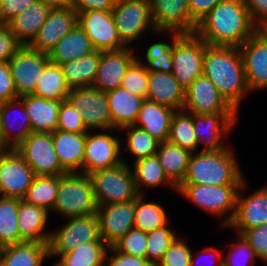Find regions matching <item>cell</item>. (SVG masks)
Segmentation results:
<instances>
[{
	"label": "cell",
	"instance_id": "f1b7e54d",
	"mask_svg": "<svg viewBox=\"0 0 267 266\" xmlns=\"http://www.w3.org/2000/svg\"><path fill=\"white\" fill-rule=\"evenodd\" d=\"M174 112L172 108L145 99L134 125L144 129L160 143L166 142Z\"/></svg>",
	"mask_w": 267,
	"mask_h": 266
},
{
	"label": "cell",
	"instance_id": "ffe728a7",
	"mask_svg": "<svg viewBox=\"0 0 267 266\" xmlns=\"http://www.w3.org/2000/svg\"><path fill=\"white\" fill-rule=\"evenodd\" d=\"M150 8L157 31L195 33L197 25L191 20L188 0H150Z\"/></svg>",
	"mask_w": 267,
	"mask_h": 266
},
{
	"label": "cell",
	"instance_id": "e0dca14e",
	"mask_svg": "<svg viewBox=\"0 0 267 266\" xmlns=\"http://www.w3.org/2000/svg\"><path fill=\"white\" fill-rule=\"evenodd\" d=\"M239 113L192 114V125L201 151H220L229 145L222 141L237 123ZM226 136V137H225Z\"/></svg>",
	"mask_w": 267,
	"mask_h": 266
},
{
	"label": "cell",
	"instance_id": "4dcf8cb0",
	"mask_svg": "<svg viewBox=\"0 0 267 266\" xmlns=\"http://www.w3.org/2000/svg\"><path fill=\"white\" fill-rule=\"evenodd\" d=\"M50 9L41 0H35L21 14L10 20L6 26L23 45H29L47 19Z\"/></svg>",
	"mask_w": 267,
	"mask_h": 266
},
{
	"label": "cell",
	"instance_id": "816d5d0a",
	"mask_svg": "<svg viewBox=\"0 0 267 266\" xmlns=\"http://www.w3.org/2000/svg\"><path fill=\"white\" fill-rule=\"evenodd\" d=\"M241 235L267 266V224L245 230Z\"/></svg>",
	"mask_w": 267,
	"mask_h": 266
},
{
	"label": "cell",
	"instance_id": "603a6c76",
	"mask_svg": "<svg viewBox=\"0 0 267 266\" xmlns=\"http://www.w3.org/2000/svg\"><path fill=\"white\" fill-rule=\"evenodd\" d=\"M77 24L78 13L72 6L50 9L47 19L28 46L33 50L49 54L56 43Z\"/></svg>",
	"mask_w": 267,
	"mask_h": 266
},
{
	"label": "cell",
	"instance_id": "b9f144b4",
	"mask_svg": "<svg viewBox=\"0 0 267 266\" xmlns=\"http://www.w3.org/2000/svg\"><path fill=\"white\" fill-rule=\"evenodd\" d=\"M167 36L171 38L172 42H155L146 49L145 61L137 57V59L145 65L148 71L172 73V46L174 42L182 35L175 31H164Z\"/></svg>",
	"mask_w": 267,
	"mask_h": 266
},
{
	"label": "cell",
	"instance_id": "60d3db41",
	"mask_svg": "<svg viewBox=\"0 0 267 266\" xmlns=\"http://www.w3.org/2000/svg\"><path fill=\"white\" fill-rule=\"evenodd\" d=\"M19 198L0 197V244L3 246L25 242L17 223Z\"/></svg>",
	"mask_w": 267,
	"mask_h": 266
},
{
	"label": "cell",
	"instance_id": "7bdbcfd3",
	"mask_svg": "<svg viewBox=\"0 0 267 266\" xmlns=\"http://www.w3.org/2000/svg\"><path fill=\"white\" fill-rule=\"evenodd\" d=\"M167 141L191 153L197 152L199 143L194 134L191 113L183 109L174 112Z\"/></svg>",
	"mask_w": 267,
	"mask_h": 266
},
{
	"label": "cell",
	"instance_id": "5b68a950",
	"mask_svg": "<svg viewBox=\"0 0 267 266\" xmlns=\"http://www.w3.org/2000/svg\"><path fill=\"white\" fill-rule=\"evenodd\" d=\"M97 206L135 200L139 194L130 164L124 162L89 174Z\"/></svg>",
	"mask_w": 267,
	"mask_h": 266
},
{
	"label": "cell",
	"instance_id": "d590c367",
	"mask_svg": "<svg viewBox=\"0 0 267 266\" xmlns=\"http://www.w3.org/2000/svg\"><path fill=\"white\" fill-rule=\"evenodd\" d=\"M133 165L131 169L139 195H144V192L140 190L142 187L149 189V187L167 185L177 191V187L167 178L156 155L138 159L133 162Z\"/></svg>",
	"mask_w": 267,
	"mask_h": 266
},
{
	"label": "cell",
	"instance_id": "03108f58",
	"mask_svg": "<svg viewBox=\"0 0 267 266\" xmlns=\"http://www.w3.org/2000/svg\"><path fill=\"white\" fill-rule=\"evenodd\" d=\"M52 266H63V265L59 261H57Z\"/></svg>",
	"mask_w": 267,
	"mask_h": 266
},
{
	"label": "cell",
	"instance_id": "7c38bea8",
	"mask_svg": "<svg viewBox=\"0 0 267 266\" xmlns=\"http://www.w3.org/2000/svg\"><path fill=\"white\" fill-rule=\"evenodd\" d=\"M48 54L23 45L8 61L16 88L17 98L34 94L45 65L49 62Z\"/></svg>",
	"mask_w": 267,
	"mask_h": 266
},
{
	"label": "cell",
	"instance_id": "ac0fdd59",
	"mask_svg": "<svg viewBox=\"0 0 267 266\" xmlns=\"http://www.w3.org/2000/svg\"><path fill=\"white\" fill-rule=\"evenodd\" d=\"M183 110L191 114L237 113L222 97L212 81L201 75L185 89Z\"/></svg>",
	"mask_w": 267,
	"mask_h": 266
},
{
	"label": "cell",
	"instance_id": "d4e9b609",
	"mask_svg": "<svg viewBox=\"0 0 267 266\" xmlns=\"http://www.w3.org/2000/svg\"><path fill=\"white\" fill-rule=\"evenodd\" d=\"M51 135L61 168L66 173H83L86 132L56 130Z\"/></svg>",
	"mask_w": 267,
	"mask_h": 266
},
{
	"label": "cell",
	"instance_id": "9f6ffc18",
	"mask_svg": "<svg viewBox=\"0 0 267 266\" xmlns=\"http://www.w3.org/2000/svg\"><path fill=\"white\" fill-rule=\"evenodd\" d=\"M17 98L8 62H0V104Z\"/></svg>",
	"mask_w": 267,
	"mask_h": 266
},
{
	"label": "cell",
	"instance_id": "c3c4849f",
	"mask_svg": "<svg viewBox=\"0 0 267 266\" xmlns=\"http://www.w3.org/2000/svg\"><path fill=\"white\" fill-rule=\"evenodd\" d=\"M113 247L123 254L145 258L147 232L135 228L129 230Z\"/></svg>",
	"mask_w": 267,
	"mask_h": 266
},
{
	"label": "cell",
	"instance_id": "7dc6e473",
	"mask_svg": "<svg viewBox=\"0 0 267 266\" xmlns=\"http://www.w3.org/2000/svg\"><path fill=\"white\" fill-rule=\"evenodd\" d=\"M237 235L236 243H232L226 257L223 256L225 266H254L259 257L245 238ZM255 262V263H254Z\"/></svg>",
	"mask_w": 267,
	"mask_h": 266
},
{
	"label": "cell",
	"instance_id": "d6986e66",
	"mask_svg": "<svg viewBox=\"0 0 267 266\" xmlns=\"http://www.w3.org/2000/svg\"><path fill=\"white\" fill-rule=\"evenodd\" d=\"M134 213L135 200L97 206L100 237L109 247L134 228Z\"/></svg>",
	"mask_w": 267,
	"mask_h": 266
},
{
	"label": "cell",
	"instance_id": "52a82bcc",
	"mask_svg": "<svg viewBox=\"0 0 267 266\" xmlns=\"http://www.w3.org/2000/svg\"><path fill=\"white\" fill-rule=\"evenodd\" d=\"M112 15L119 37L127 46H131L134 41L140 42L138 39L146 31L154 35H164V31H157L153 24L150 1L116 0Z\"/></svg>",
	"mask_w": 267,
	"mask_h": 266
},
{
	"label": "cell",
	"instance_id": "7402d4cb",
	"mask_svg": "<svg viewBox=\"0 0 267 266\" xmlns=\"http://www.w3.org/2000/svg\"><path fill=\"white\" fill-rule=\"evenodd\" d=\"M239 48L251 93L267 89V40L256 31ZM262 89V90H261Z\"/></svg>",
	"mask_w": 267,
	"mask_h": 266
},
{
	"label": "cell",
	"instance_id": "4fadbf2b",
	"mask_svg": "<svg viewBox=\"0 0 267 266\" xmlns=\"http://www.w3.org/2000/svg\"><path fill=\"white\" fill-rule=\"evenodd\" d=\"M104 132V133H103ZM86 132V143L83 159V173L91 174L100 169L110 168L127 160L121 158V140L110 133Z\"/></svg>",
	"mask_w": 267,
	"mask_h": 266
},
{
	"label": "cell",
	"instance_id": "6da1fadb",
	"mask_svg": "<svg viewBox=\"0 0 267 266\" xmlns=\"http://www.w3.org/2000/svg\"><path fill=\"white\" fill-rule=\"evenodd\" d=\"M256 31L243 0H222L197 24L195 34L211 46L240 47Z\"/></svg>",
	"mask_w": 267,
	"mask_h": 266
},
{
	"label": "cell",
	"instance_id": "db71d44e",
	"mask_svg": "<svg viewBox=\"0 0 267 266\" xmlns=\"http://www.w3.org/2000/svg\"><path fill=\"white\" fill-rule=\"evenodd\" d=\"M105 261L104 266H153L146 258L123 254L113 246L108 248Z\"/></svg>",
	"mask_w": 267,
	"mask_h": 266
},
{
	"label": "cell",
	"instance_id": "44dd1931",
	"mask_svg": "<svg viewBox=\"0 0 267 266\" xmlns=\"http://www.w3.org/2000/svg\"><path fill=\"white\" fill-rule=\"evenodd\" d=\"M31 133L30 119L19 97L0 104V143L4 149H15Z\"/></svg>",
	"mask_w": 267,
	"mask_h": 266
},
{
	"label": "cell",
	"instance_id": "277c9868",
	"mask_svg": "<svg viewBox=\"0 0 267 266\" xmlns=\"http://www.w3.org/2000/svg\"><path fill=\"white\" fill-rule=\"evenodd\" d=\"M93 184L89 175L66 173L59 175L57 199L52 213L64 219L96 213Z\"/></svg>",
	"mask_w": 267,
	"mask_h": 266
},
{
	"label": "cell",
	"instance_id": "8fae6325",
	"mask_svg": "<svg viewBox=\"0 0 267 266\" xmlns=\"http://www.w3.org/2000/svg\"><path fill=\"white\" fill-rule=\"evenodd\" d=\"M15 149L32 168L35 176L66 174L54 150L51 133L32 132Z\"/></svg>",
	"mask_w": 267,
	"mask_h": 266
},
{
	"label": "cell",
	"instance_id": "30bf717a",
	"mask_svg": "<svg viewBox=\"0 0 267 266\" xmlns=\"http://www.w3.org/2000/svg\"><path fill=\"white\" fill-rule=\"evenodd\" d=\"M70 104L82 115L84 125L89 131L102 130L108 132L119 131L112 129V119L106 92L98 90L93 85L70 89L66 98Z\"/></svg>",
	"mask_w": 267,
	"mask_h": 266
},
{
	"label": "cell",
	"instance_id": "9c48e42d",
	"mask_svg": "<svg viewBox=\"0 0 267 266\" xmlns=\"http://www.w3.org/2000/svg\"><path fill=\"white\" fill-rule=\"evenodd\" d=\"M208 44L194 34H182L172 46V73L179 84L187 89L203 75V59Z\"/></svg>",
	"mask_w": 267,
	"mask_h": 266
},
{
	"label": "cell",
	"instance_id": "ba28073f",
	"mask_svg": "<svg viewBox=\"0 0 267 266\" xmlns=\"http://www.w3.org/2000/svg\"><path fill=\"white\" fill-rule=\"evenodd\" d=\"M67 222L51 232L48 243L49 258L60 257L72 251L79 244L103 241L100 237L97 214L66 219Z\"/></svg>",
	"mask_w": 267,
	"mask_h": 266
},
{
	"label": "cell",
	"instance_id": "6f0895ef",
	"mask_svg": "<svg viewBox=\"0 0 267 266\" xmlns=\"http://www.w3.org/2000/svg\"><path fill=\"white\" fill-rule=\"evenodd\" d=\"M222 0H188L191 20L197 25Z\"/></svg>",
	"mask_w": 267,
	"mask_h": 266
},
{
	"label": "cell",
	"instance_id": "680465c9",
	"mask_svg": "<svg viewBox=\"0 0 267 266\" xmlns=\"http://www.w3.org/2000/svg\"><path fill=\"white\" fill-rule=\"evenodd\" d=\"M252 22L258 27L267 22V0H243Z\"/></svg>",
	"mask_w": 267,
	"mask_h": 266
},
{
	"label": "cell",
	"instance_id": "484cf974",
	"mask_svg": "<svg viewBox=\"0 0 267 266\" xmlns=\"http://www.w3.org/2000/svg\"><path fill=\"white\" fill-rule=\"evenodd\" d=\"M146 99L175 111L182 110L185 104V89L173 73L149 71Z\"/></svg>",
	"mask_w": 267,
	"mask_h": 266
},
{
	"label": "cell",
	"instance_id": "94428289",
	"mask_svg": "<svg viewBox=\"0 0 267 266\" xmlns=\"http://www.w3.org/2000/svg\"><path fill=\"white\" fill-rule=\"evenodd\" d=\"M207 253H209V255H210V257H213V260H214V263L216 264V266H221L222 264H223V255H222V253H223V250L221 251V250H218L217 248H215V247H207V248H204L202 251H201V254H202V256H204V255H206ZM201 254H197V252L196 253H193L192 252V257H191V263H190V266H200V265H198V264H202V262L200 263V260H199V256L198 255H200L201 256ZM212 254V255H211ZM214 255V256H213ZM193 256H195V257H197V258H195V257H193ZM207 256V255H206ZM204 259V258H203ZM209 259H211L212 260V258H209ZM201 260H202V258H201ZM212 260V261H213ZM204 266V265H203ZM210 266V265H209Z\"/></svg>",
	"mask_w": 267,
	"mask_h": 266
},
{
	"label": "cell",
	"instance_id": "ee69618b",
	"mask_svg": "<svg viewBox=\"0 0 267 266\" xmlns=\"http://www.w3.org/2000/svg\"><path fill=\"white\" fill-rule=\"evenodd\" d=\"M126 132V138L121 140L126 144L123 146L135 160L156 155L159 141L147 133L144 129L135 125H128L119 129V132Z\"/></svg>",
	"mask_w": 267,
	"mask_h": 266
},
{
	"label": "cell",
	"instance_id": "bcb514c9",
	"mask_svg": "<svg viewBox=\"0 0 267 266\" xmlns=\"http://www.w3.org/2000/svg\"><path fill=\"white\" fill-rule=\"evenodd\" d=\"M149 71L145 65L136 59L126 71L120 87L132 94L146 99L148 92Z\"/></svg>",
	"mask_w": 267,
	"mask_h": 266
},
{
	"label": "cell",
	"instance_id": "cb8c5ba5",
	"mask_svg": "<svg viewBox=\"0 0 267 266\" xmlns=\"http://www.w3.org/2000/svg\"><path fill=\"white\" fill-rule=\"evenodd\" d=\"M134 48L136 47L127 46L117 51H101L93 86L102 92L120 88L126 71L137 59Z\"/></svg>",
	"mask_w": 267,
	"mask_h": 266
},
{
	"label": "cell",
	"instance_id": "f6af8a7d",
	"mask_svg": "<svg viewBox=\"0 0 267 266\" xmlns=\"http://www.w3.org/2000/svg\"><path fill=\"white\" fill-rule=\"evenodd\" d=\"M168 223L153 231L147 232V248L145 258L156 266L163 258L170 244L177 237L176 232L168 227Z\"/></svg>",
	"mask_w": 267,
	"mask_h": 266
},
{
	"label": "cell",
	"instance_id": "8992f818",
	"mask_svg": "<svg viewBox=\"0 0 267 266\" xmlns=\"http://www.w3.org/2000/svg\"><path fill=\"white\" fill-rule=\"evenodd\" d=\"M239 187L240 185L180 184L176 192L204 211L218 216V218L224 216L220 227L226 228L235 213Z\"/></svg>",
	"mask_w": 267,
	"mask_h": 266
},
{
	"label": "cell",
	"instance_id": "d6a6232c",
	"mask_svg": "<svg viewBox=\"0 0 267 266\" xmlns=\"http://www.w3.org/2000/svg\"><path fill=\"white\" fill-rule=\"evenodd\" d=\"M49 258L48 244L22 242L4 246L0 266H42Z\"/></svg>",
	"mask_w": 267,
	"mask_h": 266
},
{
	"label": "cell",
	"instance_id": "836d02e7",
	"mask_svg": "<svg viewBox=\"0 0 267 266\" xmlns=\"http://www.w3.org/2000/svg\"><path fill=\"white\" fill-rule=\"evenodd\" d=\"M156 156L167 178L178 187L185 178L191 152L166 141L159 143Z\"/></svg>",
	"mask_w": 267,
	"mask_h": 266
},
{
	"label": "cell",
	"instance_id": "e7e4bbea",
	"mask_svg": "<svg viewBox=\"0 0 267 266\" xmlns=\"http://www.w3.org/2000/svg\"><path fill=\"white\" fill-rule=\"evenodd\" d=\"M3 249H4V246L0 244V263H1Z\"/></svg>",
	"mask_w": 267,
	"mask_h": 266
},
{
	"label": "cell",
	"instance_id": "f907efd6",
	"mask_svg": "<svg viewBox=\"0 0 267 266\" xmlns=\"http://www.w3.org/2000/svg\"><path fill=\"white\" fill-rule=\"evenodd\" d=\"M192 249L181 236H177L156 266H190Z\"/></svg>",
	"mask_w": 267,
	"mask_h": 266
},
{
	"label": "cell",
	"instance_id": "83f0119b",
	"mask_svg": "<svg viewBox=\"0 0 267 266\" xmlns=\"http://www.w3.org/2000/svg\"><path fill=\"white\" fill-rule=\"evenodd\" d=\"M106 98L112 119V129L134 125L141 104L145 100L121 87L107 91Z\"/></svg>",
	"mask_w": 267,
	"mask_h": 266
},
{
	"label": "cell",
	"instance_id": "11a10c76",
	"mask_svg": "<svg viewBox=\"0 0 267 266\" xmlns=\"http://www.w3.org/2000/svg\"><path fill=\"white\" fill-rule=\"evenodd\" d=\"M35 0H0V24L6 25L21 14Z\"/></svg>",
	"mask_w": 267,
	"mask_h": 266
},
{
	"label": "cell",
	"instance_id": "003e7915",
	"mask_svg": "<svg viewBox=\"0 0 267 266\" xmlns=\"http://www.w3.org/2000/svg\"><path fill=\"white\" fill-rule=\"evenodd\" d=\"M4 148L2 147L1 143H0V151L3 150Z\"/></svg>",
	"mask_w": 267,
	"mask_h": 266
},
{
	"label": "cell",
	"instance_id": "f35d334b",
	"mask_svg": "<svg viewBox=\"0 0 267 266\" xmlns=\"http://www.w3.org/2000/svg\"><path fill=\"white\" fill-rule=\"evenodd\" d=\"M109 246L104 241L79 244L72 251L60 256L63 266H104Z\"/></svg>",
	"mask_w": 267,
	"mask_h": 266
},
{
	"label": "cell",
	"instance_id": "be15d7a7",
	"mask_svg": "<svg viewBox=\"0 0 267 266\" xmlns=\"http://www.w3.org/2000/svg\"><path fill=\"white\" fill-rule=\"evenodd\" d=\"M257 31L267 40V22L260 24Z\"/></svg>",
	"mask_w": 267,
	"mask_h": 266
},
{
	"label": "cell",
	"instance_id": "5bb4252c",
	"mask_svg": "<svg viewBox=\"0 0 267 266\" xmlns=\"http://www.w3.org/2000/svg\"><path fill=\"white\" fill-rule=\"evenodd\" d=\"M78 24L99 51H117L127 45L119 37L112 11L88 10L78 13Z\"/></svg>",
	"mask_w": 267,
	"mask_h": 266
},
{
	"label": "cell",
	"instance_id": "7a4b0ae2",
	"mask_svg": "<svg viewBox=\"0 0 267 266\" xmlns=\"http://www.w3.org/2000/svg\"><path fill=\"white\" fill-rule=\"evenodd\" d=\"M203 75L212 81L222 97L238 113L242 99L251 93L239 48L207 45Z\"/></svg>",
	"mask_w": 267,
	"mask_h": 266
},
{
	"label": "cell",
	"instance_id": "74e56055",
	"mask_svg": "<svg viewBox=\"0 0 267 266\" xmlns=\"http://www.w3.org/2000/svg\"><path fill=\"white\" fill-rule=\"evenodd\" d=\"M59 188V175L35 176L26 191L23 201L40 206L51 213Z\"/></svg>",
	"mask_w": 267,
	"mask_h": 266
},
{
	"label": "cell",
	"instance_id": "8d00e7d4",
	"mask_svg": "<svg viewBox=\"0 0 267 266\" xmlns=\"http://www.w3.org/2000/svg\"><path fill=\"white\" fill-rule=\"evenodd\" d=\"M69 92L70 88L66 83L61 66L49 61L45 65L33 95L63 101L67 98Z\"/></svg>",
	"mask_w": 267,
	"mask_h": 266
},
{
	"label": "cell",
	"instance_id": "f546056e",
	"mask_svg": "<svg viewBox=\"0 0 267 266\" xmlns=\"http://www.w3.org/2000/svg\"><path fill=\"white\" fill-rule=\"evenodd\" d=\"M19 98L23 101L29 116L32 132L52 133L57 130L61 101L45 99L33 94Z\"/></svg>",
	"mask_w": 267,
	"mask_h": 266
},
{
	"label": "cell",
	"instance_id": "ab89813d",
	"mask_svg": "<svg viewBox=\"0 0 267 266\" xmlns=\"http://www.w3.org/2000/svg\"><path fill=\"white\" fill-rule=\"evenodd\" d=\"M166 210L157 202H147L144 195L135 199L134 228L150 232L169 222Z\"/></svg>",
	"mask_w": 267,
	"mask_h": 266
},
{
	"label": "cell",
	"instance_id": "681fc988",
	"mask_svg": "<svg viewBox=\"0 0 267 266\" xmlns=\"http://www.w3.org/2000/svg\"><path fill=\"white\" fill-rule=\"evenodd\" d=\"M57 130L73 133L88 132L80 111L75 109L67 99L61 101L58 110Z\"/></svg>",
	"mask_w": 267,
	"mask_h": 266
},
{
	"label": "cell",
	"instance_id": "91938a15",
	"mask_svg": "<svg viewBox=\"0 0 267 266\" xmlns=\"http://www.w3.org/2000/svg\"><path fill=\"white\" fill-rule=\"evenodd\" d=\"M116 0H72L77 13L88 10L112 11Z\"/></svg>",
	"mask_w": 267,
	"mask_h": 266
},
{
	"label": "cell",
	"instance_id": "f5cc1de1",
	"mask_svg": "<svg viewBox=\"0 0 267 266\" xmlns=\"http://www.w3.org/2000/svg\"><path fill=\"white\" fill-rule=\"evenodd\" d=\"M23 46L10 29L0 24V62H8Z\"/></svg>",
	"mask_w": 267,
	"mask_h": 266
},
{
	"label": "cell",
	"instance_id": "3957f363",
	"mask_svg": "<svg viewBox=\"0 0 267 266\" xmlns=\"http://www.w3.org/2000/svg\"><path fill=\"white\" fill-rule=\"evenodd\" d=\"M231 146L220 151L191 153L181 184L241 185L245 179Z\"/></svg>",
	"mask_w": 267,
	"mask_h": 266
},
{
	"label": "cell",
	"instance_id": "e575fe53",
	"mask_svg": "<svg viewBox=\"0 0 267 266\" xmlns=\"http://www.w3.org/2000/svg\"><path fill=\"white\" fill-rule=\"evenodd\" d=\"M101 51L95 50L84 57L61 64L63 75L70 89L93 85Z\"/></svg>",
	"mask_w": 267,
	"mask_h": 266
},
{
	"label": "cell",
	"instance_id": "1f68e13d",
	"mask_svg": "<svg viewBox=\"0 0 267 266\" xmlns=\"http://www.w3.org/2000/svg\"><path fill=\"white\" fill-rule=\"evenodd\" d=\"M84 30L77 24L63 36L49 52V60L55 64H64L95 51Z\"/></svg>",
	"mask_w": 267,
	"mask_h": 266
},
{
	"label": "cell",
	"instance_id": "2e32d148",
	"mask_svg": "<svg viewBox=\"0 0 267 266\" xmlns=\"http://www.w3.org/2000/svg\"><path fill=\"white\" fill-rule=\"evenodd\" d=\"M246 185L245 178L237 193L234 216L226 227L235 229L240 235L245 230L267 224V184L244 196L241 193L247 189Z\"/></svg>",
	"mask_w": 267,
	"mask_h": 266
},
{
	"label": "cell",
	"instance_id": "6125c7cd",
	"mask_svg": "<svg viewBox=\"0 0 267 266\" xmlns=\"http://www.w3.org/2000/svg\"><path fill=\"white\" fill-rule=\"evenodd\" d=\"M47 4L51 9L68 8L72 6V0H41Z\"/></svg>",
	"mask_w": 267,
	"mask_h": 266
},
{
	"label": "cell",
	"instance_id": "9a60e30c",
	"mask_svg": "<svg viewBox=\"0 0 267 266\" xmlns=\"http://www.w3.org/2000/svg\"><path fill=\"white\" fill-rule=\"evenodd\" d=\"M35 174L16 149L0 151V193L2 197L23 199Z\"/></svg>",
	"mask_w": 267,
	"mask_h": 266
},
{
	"label": "cell",
	"instance_id": "4316f807",
	"mask_svg": "<svg viewBox=\"0 0 267 266\" xmlns=\"http://www.w3.org/2000/svg\"><path fill=\"white\" fill-rule=\"evenodd\" d=\"M50 212L40 206L19 202L17 223L20 237L26 242L49 243L51 231L45 230ZM45 230V231H44Z\"/></svg>",
	"mask_w": 267,
	"mask_h": 266
}]
</instances>
